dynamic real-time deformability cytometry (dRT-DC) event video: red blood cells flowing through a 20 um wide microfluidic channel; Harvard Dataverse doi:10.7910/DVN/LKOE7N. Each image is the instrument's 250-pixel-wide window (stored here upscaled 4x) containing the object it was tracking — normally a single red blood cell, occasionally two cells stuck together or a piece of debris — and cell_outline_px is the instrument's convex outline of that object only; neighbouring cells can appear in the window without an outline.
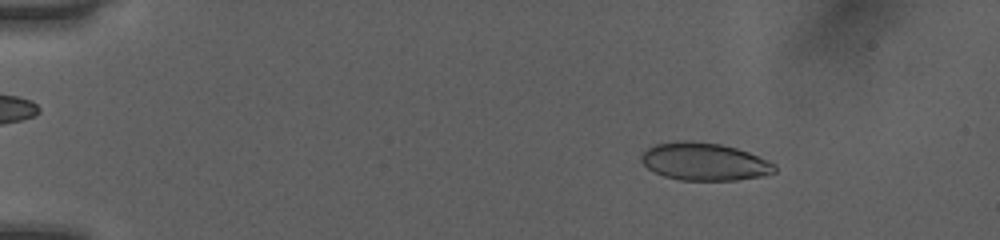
{"species": "human", "species_latin": "Homo sapiens", "temperature_condition": "room temperature", "stored_images_in_passage": 51, "camera_frame_rate_fps": 3000, "um_per_image_px": 0.085, "donor": {"sex": "female"}, "frame": {"image": 1, "passage_image": 8, "time_ms": 2.333, "image_size_px": [1000, 240], "cell_outline_px": [[776, 172], [764, 176], [736, 180], [680, 180], [664, 176], [648, 168], [640, 160], [640, 156], [652, 144], [676, 140], [692, 140], [720, 144], [736, 148], [748, 152], [768, 160], [776, 164]], "centroid_in_image_um": [59.87, 13.73], "position_along_channel_um": 25.1, "area_um2": 29.54}}
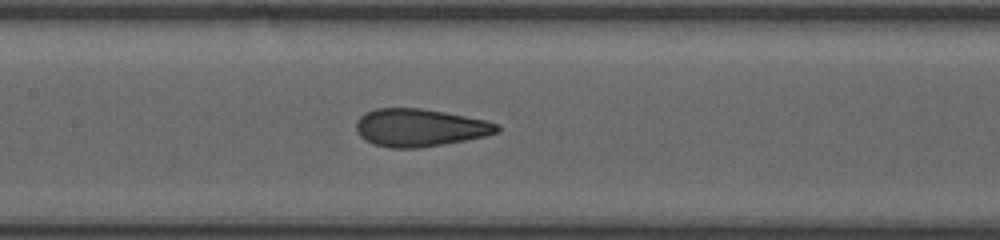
{"frame": {"image": 2, "passage_image": 26, "time_ms": 8.333, "image_size_px": [1000, 240], "cell_outline_px": [[500, 132], [484, 136], [464, 140], [416, 148], [392, 148], [376, 144], [360, 136], [356, 132], [356, 120], [364, 112], [376, 108], [420, 108], [444, 112], [484, 120], [500, 124]], "centroid_in_image_um": [35.66, 10.83], "position_along_channel_um": 171.7, "area_um2": 30.69}}
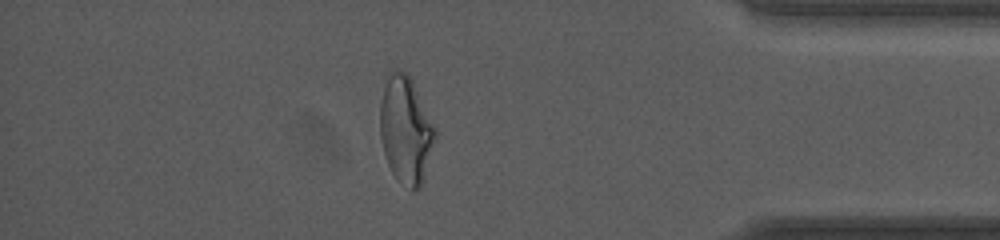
{"frame": {"image": 3, "passage_image": 45, "time_ms": 14.667, "image_size_px": [1000, 240], "cell_outline_px": [[436, 140], [420, 188], [416, 192], [412, 192], [396, 180], [388, 164], [384, 152], [380, 136], [380, 104], [388, 72], [392, 68], [408, 72], [436, 128]], "centroid_in_image_um": [34.49, 11.06], "position_along_channel_um": 400.7, "area_um2": 34.74}, "authors_computed_cell_mechanics": {"area_um2": 30.923, "velocity_mm_per_s": 4.061, "shape_relaxation_time_tau1_ms": 8.9998, "shape_relaxation_time_tau2_ms": 0.6386, "deformation_change_tau1": 0.2385, "deformation_change_tau2": 0.0551}}